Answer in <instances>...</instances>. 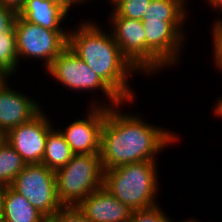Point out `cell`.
<instances>
[{
    "mask_svg": "<svg viewBox=\"0 0 222 222\" xmlns=\"http://www.w3.org/2000/svg\"><path fill=\"white\" fill-rule=\"evenodd\" d=\"M133 104L138 106L137 101L133 100L106 107L100 142L103 170L142 161H159L158 156L165 149L179 145V141L184 138L180 137V132H174L176 130L173 128L153 123L147 117L145 119V115L141 111L137 112Z\"/></svg>",
    "mask_w": 222,
    "mask_h": 222,
    "instance_id": "6da1fadb",
    "label": "cell"
},
{
    "mask_svg": "<svg viewBox=\"0 0 222 222\" xmlns=\"http://www.w3.org/2000/svg\"><path fill=\"white\" fill-rule=\"evenodd\" d=\"M100 17V13L99 19H89L86 16L83 20L80 18L79 22L76 21L74 27L71 25L68 47L124 102L136 100L138 91L135 90L133 81L135 78L137 80L138 75L141 78L143 76L123 56L108 26L104 21L99 23Z\"/></svg>",
    "mask_w": 222,
    "mask_h": 222,
    "instance_id": "7a4b0ae2",
    "label": "cell"
},
{
    "mask_svg": "<svg viewBox=\"0 0 222 222\" xmlns=\"http://www.w3.org/2000/svg\"><path fill=\"white\" fill-rule=\"evenodd\" d=\"M159 163L142 161L104 170L103 187L132 211L154 207L160 204L162 188Z\"/></svg>",
    "mask_w": 222,
    "mask_h": 222,
    "instance_id": "3957f363",
    "label": "cell"
},
{
    "mask_svg": "<svg viewBox=\"0 0 222 222\" xmlns=\"http://www.w3.org/2000/svg\"><path fill=\"white\" fill-rule=\"evenodd\" d=\"M49 80L52 78L54 85L57 83L61 90L74 94H93L86 98L87 106L115 107L124 101L89 67L80 59L71 48L64 49L44 70ZM51 77V78H50ZM62 86V87H61ZM70 89V90H69ZM77 92V93H76ZM99 95V96H98ZM96 97V98H95ZM91 100V101H90ZM89 104V105H88Z\"/></svg>",
    "mask_w": 222,
    "mask_h": 222,
    "instance_id": "277c9868",
    "label": "cell"
},
{
    "mask_svg": "<svg viewBox=\"0 0 222 222\" xmlns=\"http://www.w3.org/2000/svg\"><path fill=\"white\" fill-rule=\"evenodd\" d=\"M141 22L146 35L147 80L156 77L155 75L161 76L166 70L180 69L178 66L180 64L181 67L180 62L184 59L183 55L189 43L190 32L186 30L189 21L141 20Z\"/></svg>",
    "mask_w": 222,
    "mask_h": 222,
    "instance_id": "5b68a950",
    "label": "cell"
},
{
    "mask_svg": "<svg viewBox=\"0 0 222 222\" xmlns=\"http://www.w3.org/2000/svg\"><path fill=\"white\" fill-rule=\"evenodd\" d=\"M100 154L74 155L55 171L57 195L62 206H77L103 186Z\"/></svg>",
    "mask_w": 222,
    "mask_h": 222,
    "instance_id": "8992f818",
    "label": "cell"
},
{
    "mask_svg": "<svg viewBox=\"0 0 222 222\" xmlns=\"http://www.w3.org/2000/svg\"><path fill=\"white\" fill-rule=\"evenodd\" d=\"M14 29L20 68L25 62L23 66L37 62L36 65L41 64L38 67L45 70L68 47V31L45 29L25 21L19 15L16 17Z\"/></svg>",
    "mask_w": 222,
    "mask_h": 222,
    "instance_id": "52a82bcc",
    "label": "cell"
},
{
    "mask_svg": "<svg viewBox=\"0 0 222 222\" xmlns=\"http://www.w3.org/2000/svg\"><path fill=\"white\" fill-rule=\"evenodd\" d=\"M11 187L46 219H52L63 207L57 195L55 171L43 164L26 165Z\"/></svg>",
    "mask_w": 222,
    "mask_h": 222,
    "instance_id": "ba28073f",
    "label": "cell"
},
{
    "mask_svg": "<svg viewBox=\"0 0 222 222\" xmlns=\"http://www.w3.org/2000/svg\"><path fill=\"white\" fill-rule=\"evenodd\" d=\"M44 108L27 123L10 129L5 140L14 148L27 165L41 164L48 133L55 127L52 116Z\"/></svg>",
    "mask_w": 222,
    "mask_h": 222,
    "instance_id": "9c48e42d",
    "label": "cell"
},
{
    "mask_svg": "<svg viewBox=\"0 0 222 222\" xmlns=\"http://www.w3.org/2000/svg\"><path fill=\"white\" fill-rule=\"evenodd\" d=\"M87 109V110H86ZM80 118L70 119L67 125L55 127L64 136L75 155L100 154L101 130L106 117V107L86 106ZM84 114V115H83ZM82 116V117H81Z\"/></svg>",
    "mask_w": 222,
    "mask_h": 222,
    "instance_id": "30bf717a",
    "label": "cell"
},
{
    "mask_svg": "<svg viewBox=\"0 0 222 222\" xmlns=\"http://www.w3.org/2000/svg\"><path fill=\"white\" fill-rule=\"evenodd\" d=\"M16 78L5 77L0 82V131L5 134L10 129L32 120L45 107L48 109L44 103H41V100L36 99L40 96L33 97L34 95H28L31 92H23L24 89L19 88L20 82L13 83L14 80H17Z\"/></svg>",
    "mask_w": 222,
    "mask_h": 222,
    "instance_id": "8fae6325",
    "label": "cell"
},
{
    "mask_svg": "<svg viewBox=\"0 0 222 222\" xmlns=\"http://www.w3.org/2000/svg\"><path fill=\"white\" fill-rule=\"evenodd\" d=\"M106 14V25L123 56L146 77V35L141 20L118 16L112 9ZM109 15V16H108Z\"/></svg>",
    "mask_w": 222,
    "mask_h": 222,
    "instance_id": "7c38bea8",
    "label": "cell"
},
{
    "mask_svg": "<svg viewBox=\"0 0 222 222\" xmlns=\"http://www.w3.org/2000/svg\"><path fill=\"white\" fill-rule=\"evenodd\" d=\"M77 207L92 222H128L133 212L103 186L88 195Z\"/></svg>",
    "mask_w": 222,
    "mask_h": 222,
    "instance_id": "4fadbf2b",
    "label": "cell"
},
{
    "mask_svg": "<svg viewBox=\"0 0 222 222\" xmlns=\"http://www.w3.org/2000/svg\"><path fill=\"white\" fill-rule=\"evenodd\" d=\"M69 14L71 15L63 5L52 0H26L18 10V15L25 21L53 31L70 30L73 20L67 19L74 17L68 18Z\"/></svg>",
    "mask_w": 222,
    "mask_h": 222,
    "instance_id": "5bb4252c",
    "label": "cell"
},
{
    "mask_svg": "<svg viewBox=\"0 0 222 222\" xmlns=\"http://www.w3.org/2000/svg\"><path fill=\"white\" fill-rule=\"evenodd\" d=\"M1 220L4 222H44L46 218L26 198L11 186H6Z\"/></svg>",
    "mask_w": 222,
    "mask_h": 222,
    "instance_id": "9a60e30c",
    "label": "cell"
},
{
    "mask_svg": "<svg viewBox=\"0 0 222 222\" xmlns=\"http://www.w3.org/2000/svg\"><path fill=\"white\" fill-rule=\"evenodd\" d=\"M190 1L191 0H151L142 20L189 21L190 19L191 24V20L193 19L189 18L192 15L190 11L194 10L192 7H189L193 6ZM190 8L192 10H190Z\"/></svg>",
    "mask_w": 222,
    "mask_h": 222,
    "instance_id": "2e32d148",
    "label": "cell"
},
{
    "mask_svg": "<svg viewBox=\"0 0 222 222\" xmlns=\"http://www.w3.org/2000/svg\"><path fill=\"white\" fill-rule=\"evenodd\" d=\"M74 155L64 136L54 127L47 135L45 153L41 164L57 171L64 167Z\"/></svg>",
    "mask_w": 222,
    "mask_h": 222,
    "instance_id": "e0dca14e",
    "label": "cell"
},
{
    "mask_svg": "<svg viewBox=\"0 0 222 222\" xmlns=\"http://www.w3.org/2000/svg\"><path fill=\"white\" fill-rule=\"evenodd\" d=\"M19 68V69H18ZM20 70V73L18 72ZM18 62L15 29L0 33V72L6 77L22 76ZM19 73V74H18ZM21 74V75H20ZM20 75V76H18Z\"/></svg>",
    "mask_w": 222,
    "mask_h": 222,
    "instance_id": "ac0fdd59",
    "label": "cell"
},
{
    "mask_svg": "<svg viewBox=\"0 0 222 222\" xmlns=\"http://www.w3.org/2000/svg\"><path fill=\"white\" fill-rule=\"evenodd\" d=\"M26 165L19 153L4 140L0 145V184L11 186Z\"/></svg>",
    "mask_w": 222,
    "mask_h": 222,
    "instance_id": "d6986e66",
    "label": "cell"
},
{
    "mask_svg": "<svg viewBox=\"0 0 222 222\" xmlns=\"http://www.w3.org/2000/svg\"><path fill=\"white\" fill-rule=\"evenodd\" d=\"M151 0H120L111 9L120 17L142 20Z\"/></svg>",
    "mask_w": 222,
    "mask_h": 222,
    "instance_id": "ffe728a7",
    "label": "cell"
},
{
    "mask_svg": "<svg viewBox=\"0 0 222 222\" xmlns=\"http://www.w3.org/2000/svg\"><path fill=\"white\" fill-rule=\"evenodd\" d=\"M165 209L160 203L148 209L133 211L128 222H174Z\"/></svg>",
    "mask_w": 222,
    "mask_h": 222,
    "instance_id": "44dd1931",
    "label": "cell"
},
{
    "mask_svg": "<svg viewBox=\"0 0 222 222\" xmlns=\"http://www.w3.org/2000/svg\"><path fill=\"white\" fill-rule=\"evenodd\" d=\"M211 31V53L208 55L209 57L212 55L211 66H215L216 72L218 74H222V21L212 25L210 28Z\"/></svg>",
    "mask_w": 222,
    "mask_h": 222,
    "instance_id": "7402d4cb",
    "label": "cell"
},
{
    "mask_svg": "<svg viewBox=\"0 0 222 222\" xmlns=\"http://www.w3.org/2000/svg\"><path fill=\"white\" fill-rule=\"evenodd\" d=\"M52 219L55 222H92L77 206H63Z\"/></svg>",
    "mask_w": 222,
    "mask_h": 222,
    "instance_id": "603a6c76",
    "label": "cell"
},
{
    "mask_svg": "<svg viewBox=\"0 0 222 222\" xmlns=\"http://www.w3.org/2000/svg\"><path fill=\"white\" fill-rule=\"evenodd\" d=\"M18 11L0 3V33L14 29Z\"/></svg>",
    "mask_w": 222,
    "mask_h": 222,
    "instance_id": "cb8c5ba5",
    "label": "cell"
},
{
    "mask_svg": "<svg viewBox=\"0 0 222 222\" xmlns=\"http://www.w3.org/2000/svg\"><path fill=\"white\" fill-rule=\"evenodd\" d=\"M202 1H203V3H205L204 4L205 7L207 6V8H208V6H209V9H211L210 11L213 10L212 13L214 12L217 15L215 17V19H213L212 22L210 23L209 28H210V26H212L218 22H221L222 21V0H202Z\"/></svg>",
    "mask_w": 222,
    "mask_h": 222,
    "instance_id": "d4e9b609",
    "label": "cell"
},
{
    "mask_svg": "<svg viewBox=\"0 0 222 222\" xmlns=\"http://www.w3.org/2000/svg\"><path fill=\"white\" fill-rule=\"evenodd\" d=\"M89 2H90V4H92V3H94L93 5H95V4H102V1L101 2H98V0H70V13H74L73 15H75V12L73 11V10H75L76 9V7H77V9L78 8H80L79 6H81V8L83 7V5H85V6H88L87 7V9L89 8V7H91L90 6V4H89ZM92 2V3H91ZM97 2V3H96ZM88 4V5H87ZM73 11V12H72Z\"/></svg>",
    "mask_w": 222,
    "mask_h": 222,
    "instance_id": "484cf974",
    "label": "cell"
},
{
    "mask_svg": "<svg viewBox=\"0 0 222 222\" xmlns=\"http://www.w3.org/2000/svg\"><path fill=\"white\" fill-rule=\"evenodd\" d=\"M217 100L214 101V106L211 107L212 109V115L214 118H219V120L222 121V95L216 97Z\"/></svg>",
    "mask_w": 222,
    "mask_h": 222,
    "instance_id": "4316f807",
    "label": "cell"
},
{
    "mask_svg": "<svg viewBox=\"0 0 222 222\" xmlns=\"http://www.w3.org/2000/svg\"><path fill=\"white\" fill-rule=\"evenodd\" d=\"M0 3L18 11L25 3V0H0Z\"/></svg>",
    "mask_w": 222,
    "mask_h": 222,
    "instance_id": "83f0119b",
    "label": "cell"
},
{
    "mask_svg": "<svg viewBox=\"0 0 222 222\" xmlns=\"http://www.w3.org/2000/svg\"><path fill=\"white\" fill-rule=\"evenodd\" d=\"M6 186L0 184V220L3 215V198Z\"/></svg>",
    "mask_w": 222,
    "mask_h": 222,
    "instance_id": "f1b7e54d",
    "label": "cell"
},
{
    "mask_svg": "<svg viewBox=\"0 0 222 222\" xmlns=\"http://www.w3.org/2000/svg\"><path fill=\"white\" fill-rule=\"evenodd\" d=\"M196 216H190L189 218H183L184 220H181L180 219L177 221V220H174V222H201V220H198L200 219L199 217L198 218H195ZM203 222V221H202Z\"/></svg>",
    "mask_w": 222,
    "mask_h": 222,
    "instance_id": "f546056e",
    "label": "cell"
},
{
    "mask_svg": "<svg viewBox=\"0 0 222 222\" xmlns=\"http://www.w3.org/2000/svg\"><path fill=\"white\" fill-rule=\"evenodd\" d=\"M52 1L63 5L70 12V0H52Z\"/></svg>",
    "mask_w": 222,
    "mask_h": 222,
    "instance_id": "4dcf8cb0",
    "label": "cell"
},
{
    "mask_svg": "<svg viewBox=\"0 0 222 222\" xmlns=\"http://www.w3.org/2000/svg\"><path fill=\"white\" fill-rule=\"evenodd\" d=\"M107 1V5H110V6H105V7H109V8H112L118 1L120 0H105V2ZM103 3H105L103 0H102ZM109 2V3H108Z\"/></svg>",
    "mask_w": 222,
    "mask_h": 222,
    "instance_id": "1f68e13d",
    "label": "cell"
},
{
    "mask_svg": "<svg viewBox=\"0 0 222 222\" xmlns=\"http://www.w3.org/2000/svg\"><path fill=\"white\" fill-rule=\"evenodd\" d=\"M5 140V133L0 131V145L4 142Z\"/></svg>",
    "mask_w": 222,
    "mask_h": 222,
    "instance_id": "d6a6232c",
    "label": "cell"
},
{
    "mask_svg": "<svg viewBox=\"0 0 222 222\" xmlns=\"http://www.w3.org/2000/svg\"><path fill=\"white\" fill-rule=\"evenodd\" d=\"M6 76L3 75L1 72H0V82L5 78Z\"/></svg>",
    "mask_w": 222,
    "mask_h": 222,
    "instance_id": "836d02e7",
    "label": "cell"
},
{
    "mask_svg": "<svg viewBox=\"0 0 222 222\" xmlns=\"http://www.w3.org/2000/svg\"><path fill=\"white\" fill-rule=\"evenodd\" d=\"M44 222H55L53 219H46Z\"/></svg>",
    "mask_w": 222,
    "mask_h": 222,
    "instance_id": "e575fe53",
    "label": "cell"
}]
</instances>
